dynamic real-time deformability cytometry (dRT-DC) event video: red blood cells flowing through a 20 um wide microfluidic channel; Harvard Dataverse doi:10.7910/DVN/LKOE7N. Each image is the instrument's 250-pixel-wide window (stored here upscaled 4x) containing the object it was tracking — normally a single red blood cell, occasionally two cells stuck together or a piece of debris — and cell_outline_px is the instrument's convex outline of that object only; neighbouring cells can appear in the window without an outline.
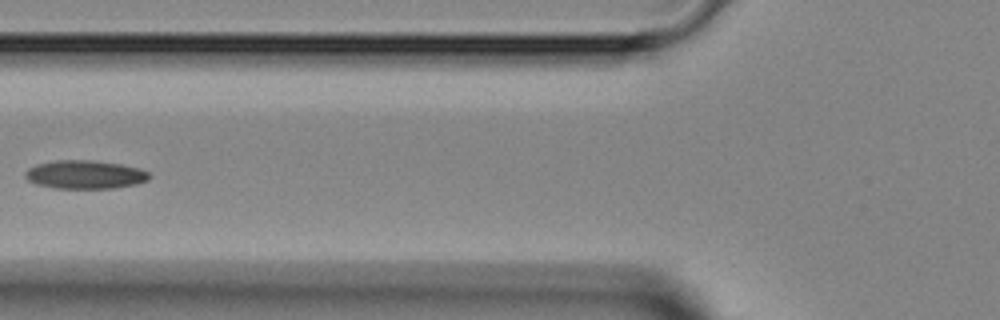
{"species": "Egyptian fruit bat (a non-hibernating species)", "species_latin": "Rousettus aegyptiacus", "temperature_condition": "room temperature", "stored_images_in_passage": 4, "camera_frame_rate_fps": 3000, "um_per_image_px": 0.085, "animal": {"sex": "female"}, "frame": {"image": 1, "passage_image": 4, "time_ms": 3.333, "image_size_px": [1000, 320], "cell_outline_px": [[152, 176], [148, 180], [136, 184], [112, 188], [56, 188], [36, 184], [28, 180], [24, 176], [24, 172], [28, 168], [36, 164], [56, 160], [92, 160], [120, 164], [140, 168], [148, 172]], "centroid_in_image_um": [7.22, 14.83], "position_along_channel_um": 118.6, "area_um2": 20.63}}